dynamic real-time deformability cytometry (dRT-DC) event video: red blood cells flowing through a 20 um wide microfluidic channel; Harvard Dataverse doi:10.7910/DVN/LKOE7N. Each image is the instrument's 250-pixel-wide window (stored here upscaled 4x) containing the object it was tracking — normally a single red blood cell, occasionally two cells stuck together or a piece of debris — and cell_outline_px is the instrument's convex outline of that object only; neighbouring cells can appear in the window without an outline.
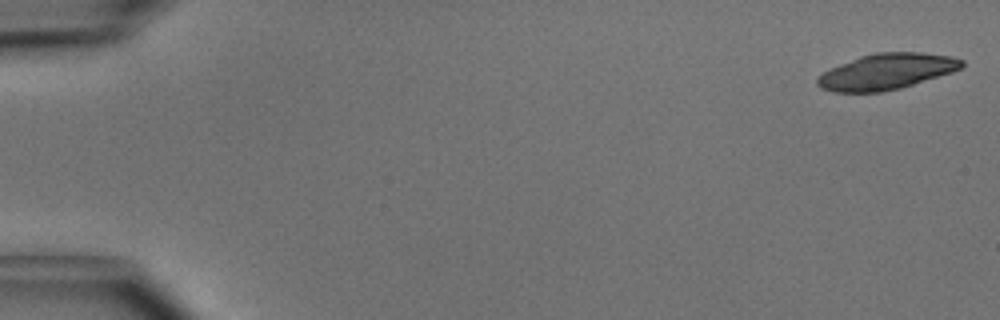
{"species": "common noctule bat (a hibernating species)", "species_latin": "Nyctalus noctula", "temperature_condition": "cold", "stored_images_in_passage": 49, "camera_frame_rate_fps": 3000, "um_per_image_px": 0.085, "animal": {"sex": "male", "body_mass_g": 15.6}, "frame": {"image": 1, "passage_image": 1, "time_ms": 0.0, "image_size_px": [1000, 320], "cell_outline_px": [[964, 64], [960, 68], [952, 72], [900, 88], [880, 92], [832, 92], [820, 88], [816, 84], [816, 76], [840, 64], [860, 56], [876, 52], [920, 52], [952, 56], [964, 60]], "centroid_in_image_um": [75.34, 6.08], "position_along_channel_um": 9.7, "area_um2": 30.11}}